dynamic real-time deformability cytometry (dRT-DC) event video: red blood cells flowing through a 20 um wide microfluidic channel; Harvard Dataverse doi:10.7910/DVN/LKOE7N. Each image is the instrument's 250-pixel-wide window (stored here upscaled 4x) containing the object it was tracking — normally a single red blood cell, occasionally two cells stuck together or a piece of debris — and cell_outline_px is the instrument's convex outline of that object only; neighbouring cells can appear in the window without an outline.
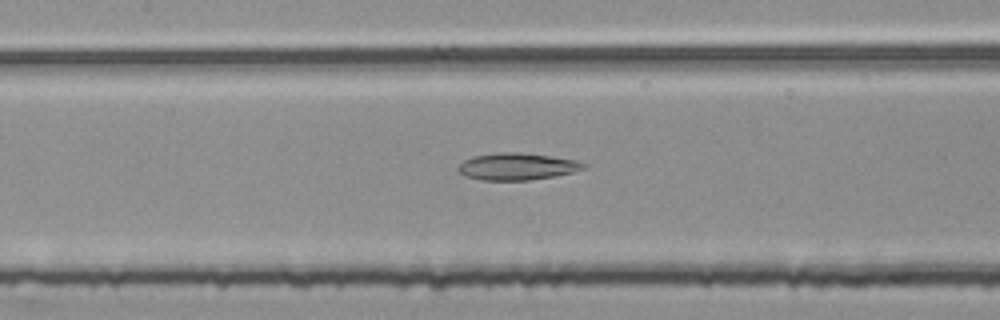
{"species": "common noctule bat (a hibernating species)", "species_latin": "Nyctalus noctula", "temperature_condition": "room temperature", "stored_images_in_passage": 54, "camera_frame_rate_fps": 3000, "um_per_image_px": 0.085, "animal": {"sex": "female", "body_mass_g": 25.1}, "frame": {"image": 1, "passage_image": 25, "time_ms": 8.0, "image_size_px": [1000, 320], "cell_outline_px": [[588, 164], [584, 168], [572, 172], [556, 176], [528, 180], [484, 180], [464, 176], [456, 168], [464, 160], [472, 156], [500, 152], [520, 152], [576, 160]], "centroid_in_image_um": [43.93, 14.15], "position_along_channel_um": 163.5, "area_um2": 19.65}}
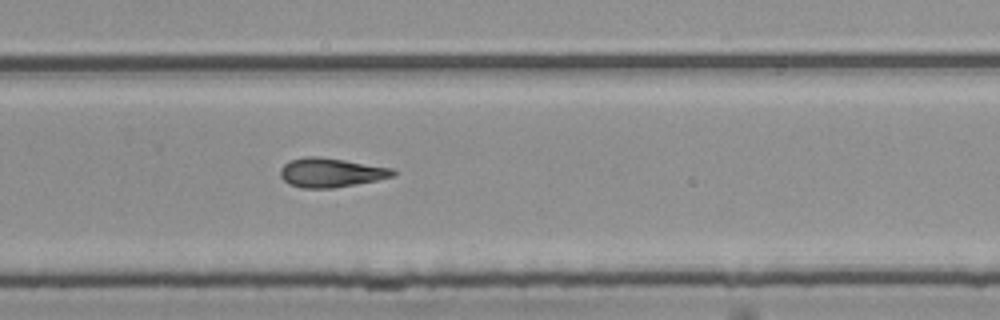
{"frame": {"image": 2, "passage_image": 36, "time_ms": 11.667, "image_size_px": [1000, 320], "cell_outline_px": [[396, 176], [356, 184], [332, 188], [300, 188], [288, 184], [280, 176], [280, 168], [288, 160], [304, 156], [320, 156], [396, 168]], "centroid_in_image_um": [28.13, 14.66], "position_along_channel_um": 301.7, "area_um2": 19.54}}
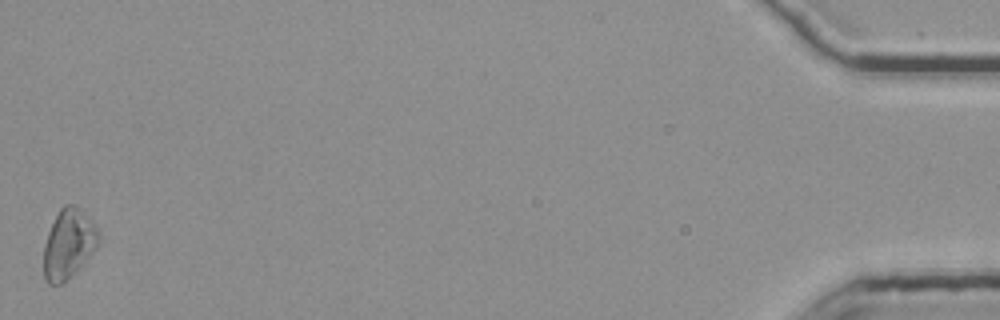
{"frame": {"image": 3, "passage_image": 54, "time_ms": 17.667, "image_size_px": [1000, 320], "cell_outline_px": [[100, 240], [96, 248], [60, 284], [48, 284], [44, 280], [44, 244], [48, 232], [60, 208], [64, 204], [76, 204], [84, 212], [100, 232]], "centroid_in_image_um": [5.81, 20.67], "position_along_channel_um": 429.4, "area_um2": 21.73}, "authors_computed_cell_mechanics": {"area_um2": 20.6635, "velocity_mm_per_s": 3.7867, "shape_relaxation_time_tau1_ms": null, "shape_relaxation_time_tau2_ms": 8.8439, "deformation_change_tau1": null, "deformation_change_tau2": 0.2257}}